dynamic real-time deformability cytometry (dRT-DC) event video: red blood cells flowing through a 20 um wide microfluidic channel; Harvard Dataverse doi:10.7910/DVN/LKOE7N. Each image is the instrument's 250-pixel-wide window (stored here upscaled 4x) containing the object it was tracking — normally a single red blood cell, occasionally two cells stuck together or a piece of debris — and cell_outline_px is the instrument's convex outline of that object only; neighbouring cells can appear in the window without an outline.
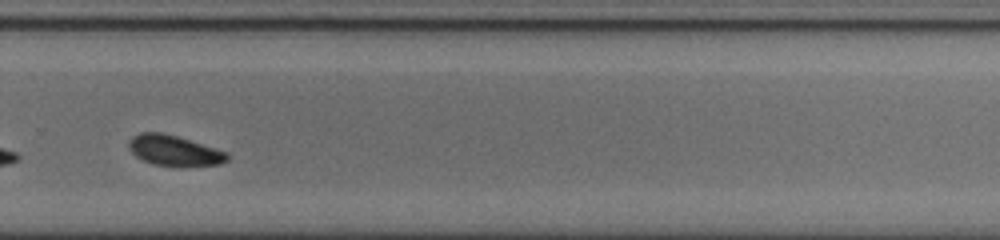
{"species": "common noctule bat (a hibernating species)", "species_latin": "Nyctalus noctula", "temperature_condition": "cold", "stored_images_in_passage": 37, "camera_frame_rate_fps": 3000, "um_per_image_px": 0.085, "animal": {"sex": "male", "body_mass_g": 20.0, "forearm_length_mm": 53.3}, "frame": {"image": 1, "passage_image": 27, "time_ms": 8.667, "image_size_px": [1000, 240], "cell_outline_px": [[228, 160], [220, 164], [184, 168], [180, 168], [152, 164], [136, 156], [128, 148], [128, 140], [132, 136], [140, 132], [160, 132], [176, 136], [228, 152]], "centroid_in_image_um": [14.8, 12.83], "position_along_channel_um": 315.0, "area_um2": 17.86}, "authors_computed_cell_mechanics": {"area_um2": 17.9758, "velocity_mm_per_s": 3.7644, "shape_relaxation_time_tau1_ms": 1.8858, "shape_relaxation_time_tau2_ms": null, "deformation_change_tau1": 0.0996, "deformation_change_tau2": null}}